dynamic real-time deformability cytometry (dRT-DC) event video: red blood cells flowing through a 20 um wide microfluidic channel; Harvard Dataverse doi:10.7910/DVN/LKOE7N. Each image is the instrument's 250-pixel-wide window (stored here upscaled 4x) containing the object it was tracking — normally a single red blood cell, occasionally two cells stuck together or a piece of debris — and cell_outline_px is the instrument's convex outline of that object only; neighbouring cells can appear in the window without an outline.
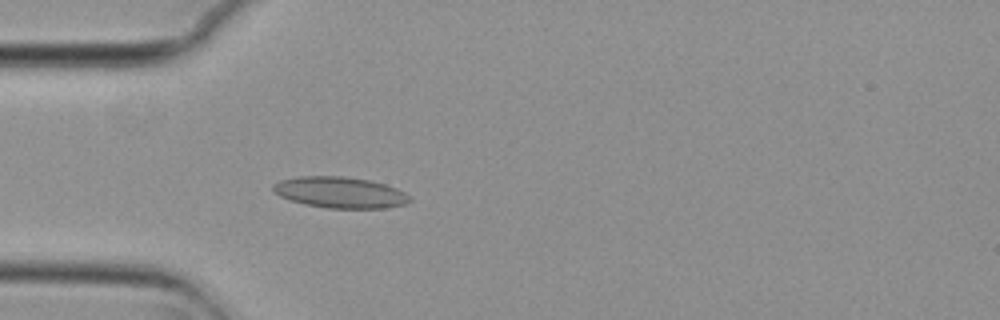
{"species": "common noctule bat (a hibernating species)", "species_latin": "Nyctalus noctula", "temperature_condition": "cold", "stored_images_in_passage": 48, "camera_frame_rate_fps": 3000, "um_per_image_px": 0.085, "animal": {"sex": "female", "body_mass_g": 29.2, "forearm_length_mm": 56.3}, "frame": {"image": 1, "passage_image": 9, "time_ms": 2.667, "image_size_px": [1000, 320], "cell_outline_px": [[412, 200], [404, 204], [384, 208], [328, 208], [304, 204], [280, 196], [272, 188], [272, 184], [280, 180], [300, 176], [344, 176], [368, 180], [384, 184], [396, 188], [404, 192]], "centroid_in_image_um": [28.89, 16.35], "position_along_channel_um": 56.1, "area_um2": 24.57}}
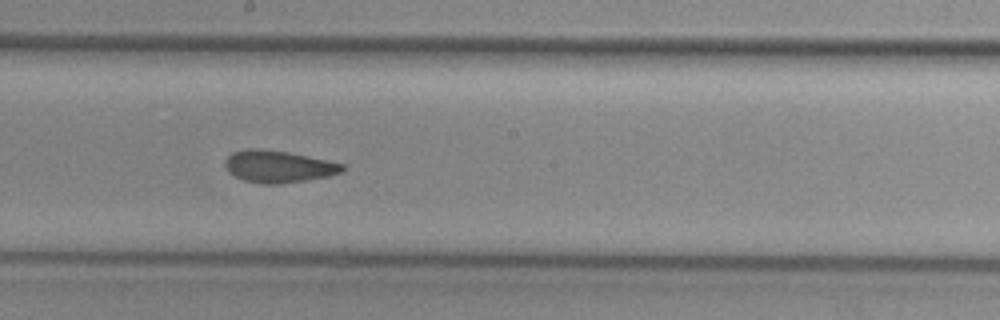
{"frame": {"image": 2, "passage_image": 23, "time_ms": 7.333, "image_size_px": [1000, 320], "cell_outline_px": [[344, 172], [328, 176], [280, 184], [260, 184], [244, 180], [228, 172], [224, 164], [224, 160], [232, 152], [248, 148], [256, 148], [288, 152], [344, 164]], "centroid_in_image_um": [23.63, 14.15], "position_along_channel_um": 224.6, "area_um2": 21.85}}
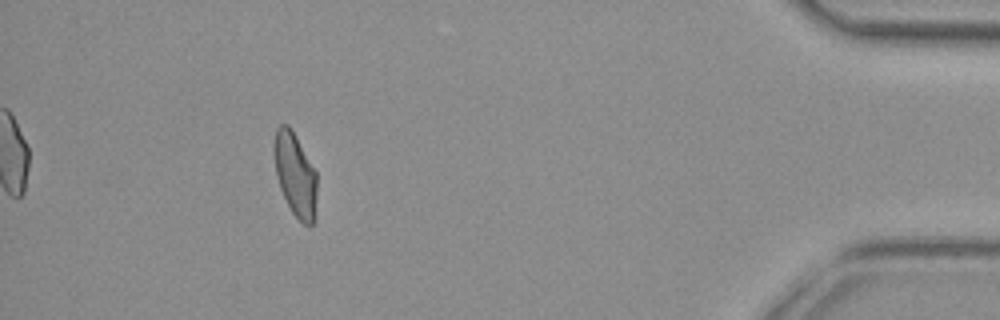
{"frame": {"image": 3, "passage_image": 43, "time_ms": 14.0, "image_size_px": [1000, 320], "cell_outline_px": [[316, 196], [312, 224], [304, 224], [292, 212], [280, 188], [276, 176], [272, 148], [276, 128], [280, 124], [288, 124], [296, 136], [316, 172]], "centroid_in_image_um": [25.05, 14.77], "position_along_channel_um": 410.2, "area_um2": 20.63}, "authors_computed_cell_mechanics": {"area_um2": 22.0218, "velocity_mm_per_s": 3.7142, "shape_relaxation_time_tau1_ms": null, "shape_relaxation_time_tau2_ms": 2.4096, "deformation_change_tau1": null, "deformation_change_tau2": 0.0792}}